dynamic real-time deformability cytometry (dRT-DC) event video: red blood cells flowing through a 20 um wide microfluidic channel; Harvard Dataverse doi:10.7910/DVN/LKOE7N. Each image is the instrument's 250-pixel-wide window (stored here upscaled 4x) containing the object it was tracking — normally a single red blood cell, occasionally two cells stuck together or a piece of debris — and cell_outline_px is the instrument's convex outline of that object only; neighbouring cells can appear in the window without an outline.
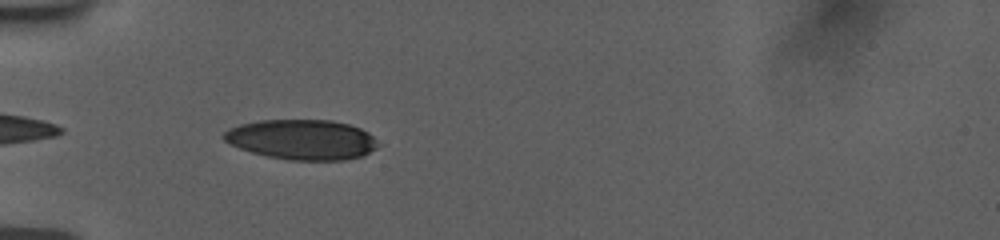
{"species": "human", "species_latin": "Homo sapiens", "temperature_condition": "room temperature", "stored_images_in_passage": 39, "camera_frame_rate_fps": 3000, "um_per_image_px": 0.085, "donor": {"sex": "female"}, "frame": {"image": 1, "passage_image": 2, "time_ms": 0.333, "image_size_px": [1000, 240], "cell_outline_px": [[380, 144], [376, 148], [360, 156], [344, 160], [288, 160], [268, 156], [252, 152], [240, 148], [224, 140], [220, 136], [228, 128], [240, 124], [260, 120], [332, 120], [348, 124], [360, 128], [368, 132]], "centroid_in_image_um": [25.65, 11.85], "position_along_channel_um": 59.4, "area_um2": 35.95}}
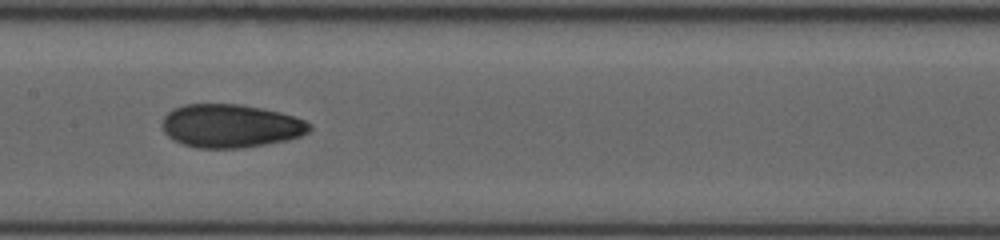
{"frame": {"image": 2, "passage_image": 13, "time_ms": 4.0, "image_size_px": [1000, 240], "cell_outline_px": [[312, 128], [308, 132], [300, 136], [288, 140], [244, 148], [196, 148], [172, 140], [164, 132], [164, 116], [172, 108], [184, 104], [240, 104], [280, 112], [304, 120], [312, 124]], "centroid_in_image_um": [19.61, 10.71], "position_along_channel_um": 187.8, "area_um2": 37.28}}
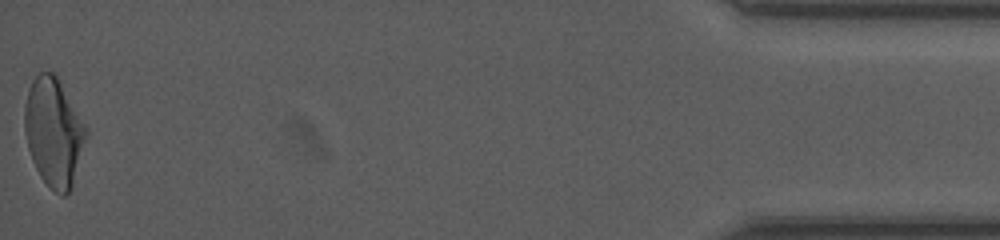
{"frame": {"image": 3, "passage_image": 39, "time_ms": 12.667, "image_size_px": [1000, 240], "cell_outline_px": [[88, 132], [72, 188], [64, 196], [60, 196], [48, 188], [40, 176], [32, 160], [28, 148], [24, 132], [24, 104], [28, 88], [32, 80], [40, 72], [52, 72], [56, 76], [88, 128]], "centroid_in_image_um": [4.55, 11.27], "position_along_channel_um": 430.6, "area_um2": 39.07}, "authors_computed_cell_mechanics": {"area_um2": 36.6452, "velocity_mm_per_s": 3.7815, "shape_relaxation_time_tau1_ms": 7.2777, "shape_relaxation_time_tau2_ms": 1.9214, "deformation_change_tau1": 0.1793, "deformation_change_tau2": 0.0691}}